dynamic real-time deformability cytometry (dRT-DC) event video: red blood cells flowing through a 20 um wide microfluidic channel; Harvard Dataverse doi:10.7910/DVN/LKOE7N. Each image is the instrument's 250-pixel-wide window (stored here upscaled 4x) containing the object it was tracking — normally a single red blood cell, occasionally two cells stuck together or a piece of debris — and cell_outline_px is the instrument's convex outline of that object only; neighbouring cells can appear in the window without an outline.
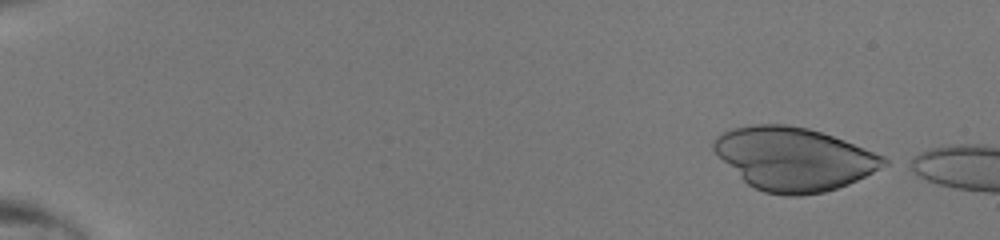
{"species": "human", "species_latin": "Homo sapiens", "temperature_condition": "room temperature", "stored_images_in_passage": 44, "camera_frame_rate_fps": 3000, "um_per_image_px": 0.085, "donor": {"sex": "male"}, "frame": {"image": 1, "passage_image": 1, "time_ms": 0.0, "image_size_px": [1000, 240], "cell_outline_px": [[888, 164], [848, 184], [824, 192], [800, 196], [784, 196], [764, 192], [748, 184], [712, 148], [712, 144], [716, 136], [732, 128], [756, 124], [784, 124], [808, 128], [844, 140], [884, 156], [888, 160]], "centroid_in_image_um": [67.49, 13.5], "position_along_channel_um": 17.5, "area_um2": 61.85}}